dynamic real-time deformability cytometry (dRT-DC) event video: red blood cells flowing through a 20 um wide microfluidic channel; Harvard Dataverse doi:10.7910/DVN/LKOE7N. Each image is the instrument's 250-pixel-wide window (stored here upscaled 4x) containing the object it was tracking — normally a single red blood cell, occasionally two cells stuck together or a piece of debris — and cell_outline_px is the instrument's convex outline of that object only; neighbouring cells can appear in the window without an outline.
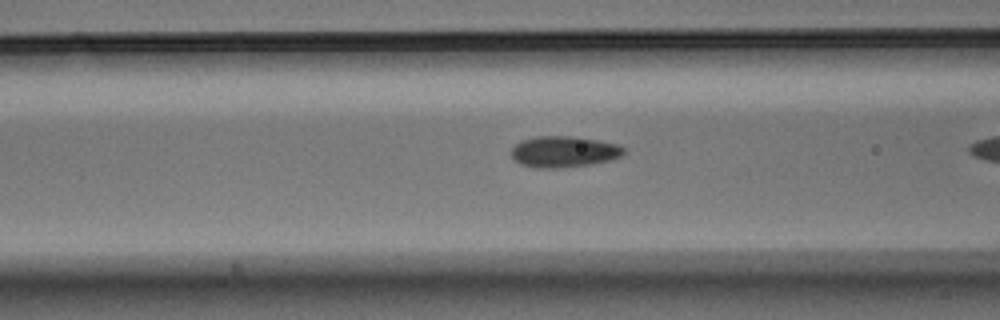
{"species": "Egyptian fruit bat (a non-hibernating species)", "species_latin": "Rousettus aegyptiacus", "temperature_condition": "warm", "stored_images_in_passage": 8, "camera_frame_rate_fps": 3000, "um_per_image_px": 0.085, "animal": {"sex": "male"}, "frame": {"image": 1, "passage_image": 7, "time_ms": 2.0, "image_size_px": [1000, 320], "cell_outline_px": [[624, 152], [620, 156], [612, 160], [588, 164], [556, 168], [532, 168], [520, 164], [512, 160], [512, 148], [520, 140], [536, 136], [576, 136], [616, 144], [624, 148]], "centroid_in_image_um": [47.87, 12.89], "position_along_channel_um": 118.7, "area_um2": 20.46}}